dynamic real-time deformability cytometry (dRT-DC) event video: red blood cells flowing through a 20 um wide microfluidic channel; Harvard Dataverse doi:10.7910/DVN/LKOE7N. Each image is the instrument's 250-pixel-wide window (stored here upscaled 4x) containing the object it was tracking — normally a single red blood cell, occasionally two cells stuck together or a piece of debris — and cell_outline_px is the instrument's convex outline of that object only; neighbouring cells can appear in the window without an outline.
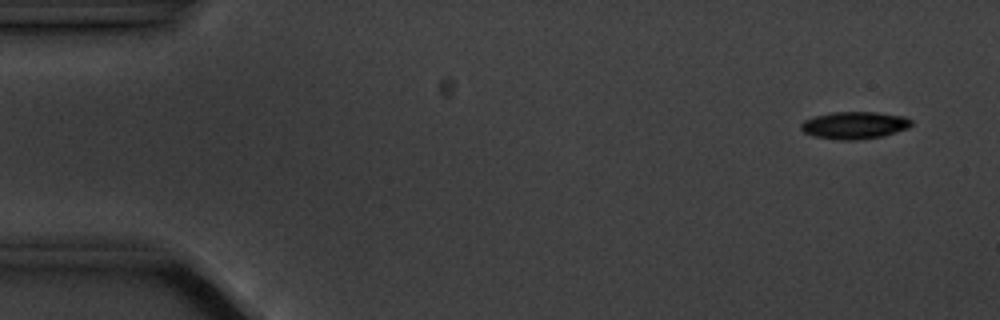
{"species": "common noctule bat (a hibernating species)", "species_latin": "Nyctalus noctula", "temperature_condition": "cold", "stored_images_in_passage": 5, "camera_frame_rate_fps": 3000, "um_per_image_px": 0.085, "animal": {"sex": "male", "body_mass_g": 20.1, "forearm_length_mm": 53.5}, "frame": {"image": 1, "passage_image": 1, "time_ms": 0.0, "image_size_px": [1000, 320], "cell_outline_px": [[912, 124], [908, 128], [884, 136], [856, 140], [840, 140], [816, 136], [804, 132], [800, 128], [800, 124], [804, 120], [812, 116], [832, 112], [876, 112], [904, 116], [912, 120]], "centroid_in_image_um": [72.63, 10.64], "position_along_channel_um": 12.4, "area_um2": 17.63}}